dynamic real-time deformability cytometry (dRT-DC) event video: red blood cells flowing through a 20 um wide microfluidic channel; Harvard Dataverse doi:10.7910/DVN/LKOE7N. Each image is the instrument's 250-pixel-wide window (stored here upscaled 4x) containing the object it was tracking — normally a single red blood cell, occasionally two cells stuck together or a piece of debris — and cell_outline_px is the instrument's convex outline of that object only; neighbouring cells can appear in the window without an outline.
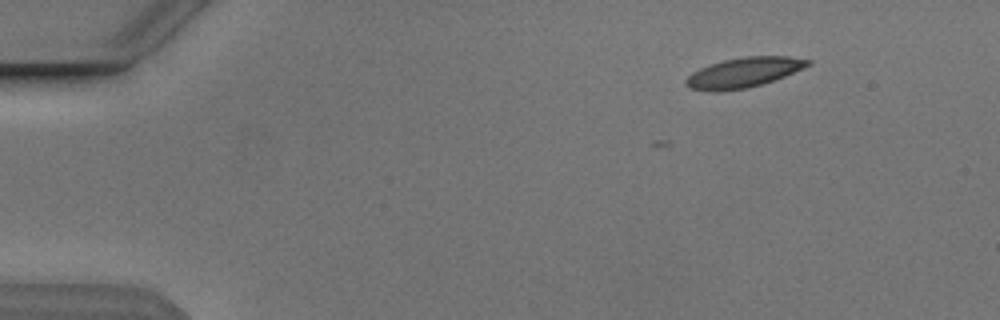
{"species": "Egyptian fruit bat (a non-hibernating species)", "species_latin": "Rousettus aegyptiacus", "temperature_condition": "cold", "stored_images_in_passage": 31, "camera_frame_rate_fps": 3000, "um_per_image_px": 0.085, "animal": {"sex": "male"}, "frame": {"image": 1, "passage_image": 1, "time_ms": 0.0, "image_size_px": [1000, 320], "cell_outline_px": [[812, 64], [804, 68], [776, 80], [764, 84], [748, 88], [720, 92], [716, 92], [688, 88], [684, 84], [684, 80], [692, 72], [700, 68], [724, 60], [744, 56], [788, 56], [812, 60]], "centroid_in_image_um": [63.23, 6.18], "position_along_channel_um": 21.8, "area_um2": 21.62}}
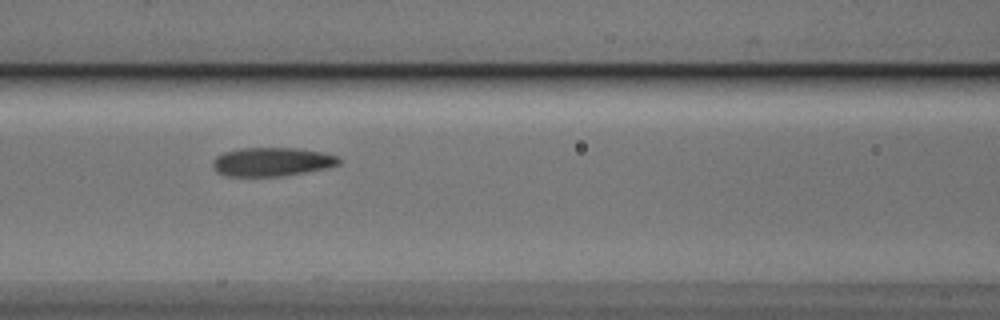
{"frame": {"image": 2, "passage_image": 18, "time_ms": 5.667, "image_size_px": [1000, 320], "cell_outline_px": [[340, 164], [324, 168], [304, 172], [280, 176], [224, 176], [216, 172], [212, 168], [212, 160], [216, 156], [224, 152], [240, 148], [296, 148], [324, 152], [336, 156], [340, 160]], "centroid_in_image_um": [23.05, 13.75], "position_along_channel_um": 143.6, "area_um2": 21.15}}
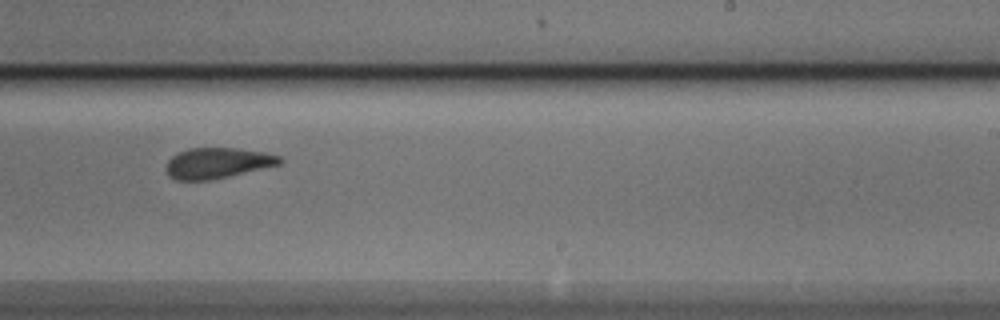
{"frame": {"image": 3, "passage_image": 28, "time_ms": 9.0, "image_size_px": [1000, 320], "cell_outline_px": [[284, 160], [280, 164], [228, 176], [208, 180], [176, 180], [168, 176], [164, 168], [168, 160], [172, 156], [188, 148], [236, 148], [260, 152], [280, 156]], "centroid_in_image_um": [18.43, 13.86], "position_along_channel_um": 270.6, "area_um2": 20.11}}